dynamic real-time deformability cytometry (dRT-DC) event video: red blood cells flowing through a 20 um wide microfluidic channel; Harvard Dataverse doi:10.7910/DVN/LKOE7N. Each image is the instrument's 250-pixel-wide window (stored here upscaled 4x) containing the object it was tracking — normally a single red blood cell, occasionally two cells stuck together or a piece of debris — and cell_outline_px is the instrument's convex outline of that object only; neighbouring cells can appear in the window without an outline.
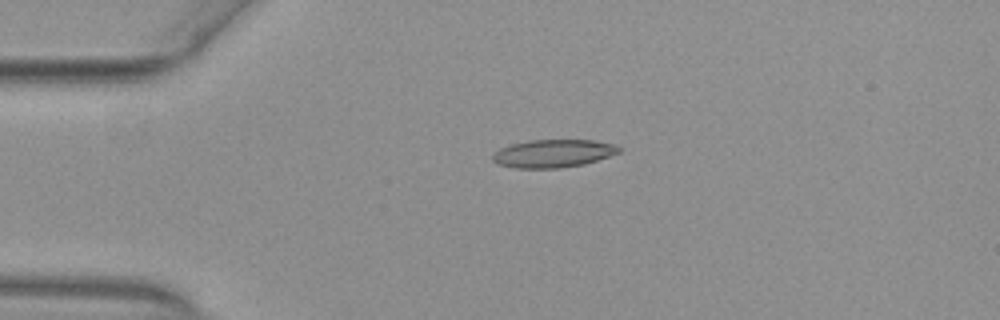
{"species": "common noctule bat (a hibernating species)", "species_latin": "Nyctalus noctula", "temperature_condition": "warm", "stored_images_in_passage": 28, "camera_frame_rate_fps": 3000, "um_per_image_px": 0.085, "animal": {"sex": "female", "body_mass_g": 29.2, "forearm_length_mm": 56.3}, "frame": {"image": 1, "passage_image": 1, "time_ms": 0.0, "image_size_px": [1000, 320], "cell_outline_px": [[624, 148], [620, 152], [584, 164], [560, 168], [516, 168], [496, 164], [492, 160], [492, 156], [500, 148], [512, 144], [528, 140], [592, 140], [616, 144]], "centroid_in_image_um": [47.04, 13.04], "position_along_channel_um": 38.0, "area_um2": 20.63}}
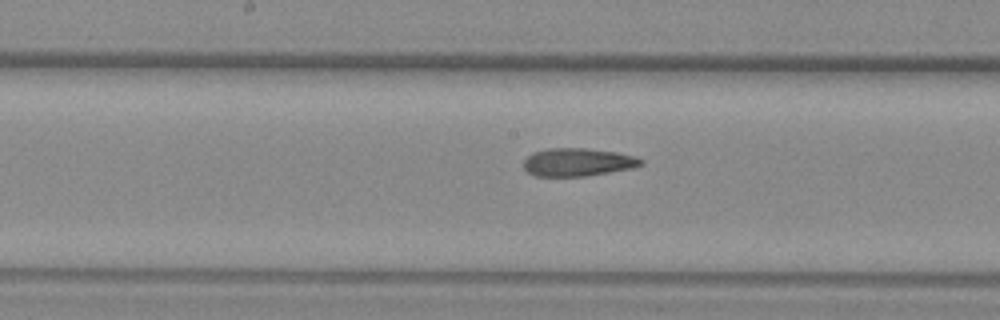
{"frame": {"image": 2, "passage_image": 16, "time_ms": 5.0, "image_size_px": [1000, 320], "cell_outline_px": [[644, 164], [632, 168], [584, 176], [536, 176], [528, 172], [524, 168], [524, 160], [532, 152], [548, 148], [588, 148], [616, 152], [636, 156], [644, 160]], "centroid_in_image_um": [49.12, 13.77], "position_along_channel_um": 199.1, "area_um2": 19.19}}
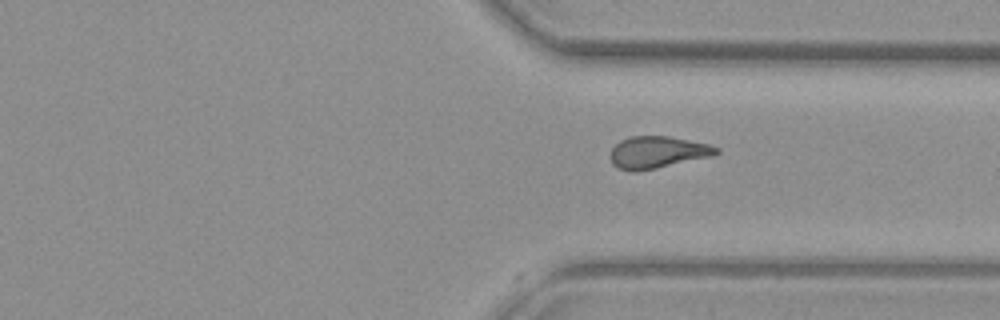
{"frame": {"image": 3, "passage_image": 28, "time_ms": 9.0, "image_size_px": [1000, 320], "cell_outline_px": [[720, 152], [712, 156], [656, 168], [636, 172], [632, 172], [620, 168], [612, 164], [612, 148], [620, 140], [632, 136], [668, 136], [708, 144], [720, 148]], "centroid_in_image_um": [55.9, 12.94], "position_along_channel_um": 355.5, "area_um2": 19.54}}